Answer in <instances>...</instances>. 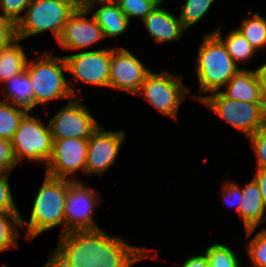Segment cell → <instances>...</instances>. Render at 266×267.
I'll list each match as a JSON object with an SVG mask.
<instances>
[{
  "mask_svg": "<svg viewBox=\"0 0 266 267\" xmlns=\"http://www.w3.org/2000/svg\"><path fill=\"white\" fill-rule=\"evenodd\" d=\"M19 42L21 40L17 39L10 46L0 50V84L25 70L28 57Z\"/></svg>",
  "mask_w": 266,
  "mask_h": 267,
  "instance_id": "obj_21",
  "label": "cell"
},
{
  "mask_svg": "<svg viewBox=\"0 0 266 267\" xmlns=\"http://www.w3.org/2000/svg\"><path fill=\"white\" fill-rule=\"evenodd\" d=\"M223 200L225 204L231 206L232 208H236L237 213L240 212V205L242 201V190L241 186H239L234 181H225L222 190Z\"/></svg>",
  "mask_w": 266,
  "mask_h": 267,
  "instance_id": "obj_33",
  "label": "cell"
},
{
  "mask_svg": "<svg viewBox=\"0 0 266 267\" xmlns=\"http://www.w3.org/2000/svg\"><path fill=\"white\" fill-rule=\"evenodd\" d=\"M195 63L201 95L192 97L199 102L204 99L205 93L222 90V87L241 69L214 33L203 36Z\"/></svg>",
  "mask_w": 266,
  "mask_h": 267,
  "instance_id": "obj_3",
  "label": "cell"
},
{
  "mask_svg": "<svg viewBox=\"0 0 266 267\" xmlns=\"http://www.w3.org/2000/svg\"><path fill=\"white\" fill-rule=\"evenodd\" d=\"M88 14L90 15V12L87 9L77 7L64 25L57 44L65 50L83 51L99 40L105 39L103 30L94 16L87 18Z\"/></svg>",
  "mask_w": 266,
  "mask_h": 267,
  "instance_id": "obj_15",
  "label": "cell"
},
{
  "mask_svg": "<svg viewBox=\"0 0 266 267\" xmlns=\"http://www.w3.org/2000/svg\"><path fill=\"white\" fill-rule=\"evenodd\" d=\"M26 113L25 109L0 100V138L11 141Z\"/></svg>",
  "mask_w": 266,
  "mask_h": 267,
  "instance_id": "obj_25",
  "label": "cell"
},
{
  "mask_svg": "<svg viewBox=\"0 0 266 267\" xmlns=\"http://www.w3.org/2000/svg\"><path fill=\"white\" fill-rule=\"evenodd\" d=\"M77 7V0H32L16 25L17 38L22 41L52 31L58 40L69 16Z\"/></svg>",
  "mask_w": 266,
  "mask_h": 267,
  "instance_id": "obj_5",
  "label": "cell"
},
{
  "mask_svg": "<svg viewBox=\"0 0 266 267\" xmlns=\"http://www.w3.org/2000/svg\"><path fill=\"white\" fill-rule=\"evenodd\" d=\"M68 179L55 178L45 174L44 182L36 193L29 223L21 217L22 230L26 228L25 239L34 240L38 235L63 224L65 234V203Z\"/></svg>",
  "mask_w": 266,
  "mask_h": 267,
  "instance_id": "obj_2",
  "label": "cell"
},
{
  "mask_svg": "<svg viewBox=\"0 0 266 267\" xmlns=\"http://www.w3.org/2000/svg\"><path fill=\"white\" fill-rule=\"evenodd\" d=\"M116 0H77L78 7L87 9L92 4L98 2H115Z\"/></svg>",
  "mask_w": 266,
  "mask_h": 267,
  "instance_id": "obj_39",
  "label": "cell"
},
{
  "mask_svg": "<svg viewBox=\"0 0 266 267\" xmlns=\"http://www.w3.org/2000/svg\"><path fill=\"white\" fill-rule=\"evenodd\" d=\"M159 3L143 20L147 32L155 43L180 41L186 30L181 23L180 16H175Z\"/></svg>",
  "mask_w": 266,
  "mask_h": 267,
  "instance_id": "obj_16",
  "label": "cell"
},
{
  "mask_svg": "<svg viewBox=\"0 0 266 267\" xmlns=\"http://www.w3.org/2000/svg\"><path fill=\"white\" fill-rule=\"evenodd\" d=\"M53 140L52 155L45 165V174L55 178L79 180L75 174L79 170L85 174L89 138Z\"/></svg>",
  "mask_w": 266,
  "mask_h": 267,
  "instance_id": "obj_10",
  "label": "cell"
},
{
  "mask_svg": "<svg viewBox=\"0 0 266 267\" xmlns=\"http://www.w3.org/2000/svg\"><path fill=\"white\" fill-rule=\"evenodd\" d=\"M53 139L89 138L100 126L82 98L68 100L49 121Z\"/></svg>",
  "mask_w": 266,
  "mask_h": 267,
  "instance_id": "obj_12",
  "label": "cell"
},
{
  "mask_svg": "<svg viewBox=\"0 0 266 267\" xmlns=\"http://www.w3.org/2000/svg\"><path fill=\"white\" fill-rule=\"evenodd\" d=\"M102 28L105 39L117 37L129 27V19L116 2H98L87 8Z\"/></svg>",
  "mask_w": 266,
  "mask_h": 267,
  "instance_id": "obj_19",
  "label": "cell"
},
{
  "mask_svg": "<svg viewBox=\"0 0 266 267\" xmlns=\"http://www.w3.org/2000/svg\"><path fill=\"white\" fill-rule=\"evenodd\" d=\"M191 90L182 82L181 75H174L164 70L160 73L150 72L136 94L142 97L157 111L171 118H178L180 104Z\"/></svg>",
  "mask_w": 266,
  "mask_h": 267,
  "instance_id": "obj_8",
  "label": "cell"
},
{
  "mask_svg": "<svg viewBox=\"0 0 266 267\" xmlns=\"http://www.w3.org/2000/svg\"><path fill=\"white\" fill-rule=\"evenodd\" d=\"M4 84L3 95L6 102L31 112L35 108L34 93L26 70L11 76Z\"/></svg>",
  "mask_w": 266,
  "mask_h": 267,
  "instance_id": "obj_20",
  "label": "cell"
},
{
  "mask_svg": "<svg viewBox=\"0 0 266 267\" xmlns=\"http://www.w3.org/2000/svg\"><path fill=\"white\" fill-rule=\"evenodd\" d=\"M32 61L27 60L25 70L34 93L35 108L57 99H73L76 96L72 80L67 81V66L63 56L44 51Z\"/></svg>",
  "mask_w": 266,
  "mask_h": 267,
  "instance_id": "obj_4",
  "label": "cell"
},
{
  "mask_svg": "<svg viewBox=\"0 0 266 267\" xmlns=\"http://www.w3.org/2000/svg\"><path fill=\"white\" fill-rule=\"evenodd\" d=\"M113 48L83 50L76 54L63 56L67 73L73 80L96 87H109L110 60Z\"/></svg>",
  "mask_w": 266,
  "mask_h": 267,
  "instance_id": "obj_11",
  "label": "cell"
},
{
  "mask_svg": "<svg viewBox=\"0 0 266 267\" xmlns=\"http://www.w3.org/2000/svg\"><path fill=\"white\" fill-rule=\"evenodd\" d=\"M9 176L10 174L0 172V211L20 212L11 193Z\"/></svg>",
  "mask_w": 266,
  "mask_h": 267,
  "instance_id": "obj_32",
  "label": "cell"
},
{
  "mask_svg": "<svg viewBox=\"0 0 266 267\" xmlns=\"http://www.w3.org/2000/svg\"><path fill=\"white\" fill-rule=\"evenodd\" d=\"M17 164L13 155L11 141L0 138V172L10 174Z\"/></svg>",
  "mask_w": 266,
  "mask_h": 267,
  "instance_id": "obj_34",
  "label": "cell"
},
{
  "mask_svg": "<svg viewBox=\"0 0 266 267\" xmlns=\"http://www.w3.org/2000/svg\"><path fill=\"white\" fill-rule=\"evenodd\" d=\"M256 71L260 80L263 98L266 103V63L256 68Z\"/></svg>",
  "mask_w": 266,
  "mask_h": 267,
  "instance_id": "obj_38",
  "label": "cell"
},
{
  "mask_svg": "<svg viewBox=\"0 0 266 267\" xmlns=\"http://www.w3.org/2000/svg\"><path fill=\"white\" fill-rule=\"evenodd\" d=\"M246 252L254 267H266V228L260 230L246 244Z\"/></svg>",
  "mask_w": 266,
  "mask_h": 267,
  "instance_id": "obj_29",
  "label": "cell"
},
{
  "mask_svg": "<svg viewBox=\"0 0 266 267\" xmlns=\"http://www.w3.org/2000/svg\"><path fill=\"white\" fill-rule=\"evenodd\" d=\"M32 0H0V16L13 21L16 25L23 18L25 12Z\"/></svg>",
  "mask_w": 266,
  "mask_h": 267,
  "instance_id": "obj_30",
  "label": "cell"
},
{
  "mask_svg": "<svg viewBox=\"0 0 266 267\" xmlns=\"http://www.w3.org/2000/svg\"><path fill=\"white\" fill-rule=\"evenodd\" d=\"M17 39L16 24L0 16V50L10 46Z\"/></svg>",
  "mask_w": 266,
  "mask_h": 267,
  "instance_id": "obj_35",
  "label": "cell"
},
{
  "mask_svg": "<svg viewBox=\"0 0 266 267\" xmlns=\"http://www.w3.org/2000/svg\"><path fill=\"white\" fill-rule=\"evenodd\" d=\"M209 267H240L236 253L225 244L214 243L206 248Z\"/></svg>",
  "mask_w": 266,
  "mask_h": 267,
  "instance_id": "obj_26",
  "label": "cell"
},
{
  "mask_svg": "<svg viewBox=\"0 0 266 267\" xmlns=\"http://www.w3.org/2000/svg\"><path fill=\"white\" fill-rule=\"evenodd\" d=\"M236 29L257 51L266 47V19L259 13L244 18Z\"/></svg>",
  "mask_w": 266,
  "mask_h": 267,
  "instance_id": "obj_24",
  "label": "cell"
},
{
  "mask_svg": "<svg viewBox=\"0 0 266 267\" xmlns=\"http://www.w3.org/2000/svg\"><path fill=\"white\" fill-rule=\"evenodd\" d=\"M210 33H214L223 42L229 55L237 65L241 62L250 61L257 52L236 28L231 30L225 39L221 34V26Z\"/></svg>",
  "mask_w": 266,
  "mask_h": 267,
  "instance_id": "obj_22",
  "label": "cell"
},
{
  "mask_svg": "<svg viewBox=\"0 0 266 267\" xmlns=\"http://www.w3.org/2000/svg\"><path fill=\"white\" fill-rule=\"evenodd\" d=\"M249 141L257 157L256 170H266V126L252 134Z\"/></svg>",
  "mask_w": 266,
  "mask_h": 267,
  "instance_id": "obj_31",
  "label": "cell"
},
{
  "mask_svg": "<svg viewBox=\"0 0 266 267\" xmlns=\"http://www.w3.org/2000/svg\"><path fill=\"white\" fill-rule=\"evenodd\" d=\"M241 190L242 201L238 214L244 224L246 237L250 238L257 227L266 220V205L254 178L241 187Z\"/></svg>",
  "mask_w": 266,
  "mask_h": 267,
  "instance_id": "obj_17",
  "label": "cell"
},
{
  "mask_svg": "<svg viewBox=\"0 0 266 267\" xmlns=\"http://www.w3.org/2000/svg\"><path fill=\"white\" fill-rule=\"evenodd\" d=\"M151 250L102 229L71 231L60 235L44 267H131L151 257Z\"/></svg>",
  "mask_w": 266,
  "mask_h": 267,
  "instance_id": "obj_1",
  "label": "cell"
},
{
  "mask_svg": "<svg viewBox=\"0 0 266 267\" xmlns=\"http://www.w3.org/2000/svg\"><path fill=\"white\" fill-rule=\"evenodd\" d=\"M215 0H185L181 13V23L186 30L198 23L210 10Z\"/></svg>",
  "mask_w": 266,
  "mask_h": 267,
  "instance_id": "obj_27",
  "label": "cell"
},
{
  "mask_svg": "<svg viewBox=\"0 0 266 267\" xmlns=\"http://www.w3.org/2000/svg\"><path fill=\"white\" fill-rule=\"evenodd\" d=\"M163 0H116L120 9L128 17L140 18L142 21Z\"/></svg>",
  "mask_w": 266,
  "mask_h": 267,
  "instance_id": "obj_28",
  "label": "cell"
},
{
  "mask_svg": "<svg viewBox=\"0 0 266 267\" xmlns=\"http://www.w3.org/2000/svg\"><path fill=\"white\" fill-rule=\"evenodd\" d=\"M220 92L231 100L248 103H265L260 80L255 70L241 68Z\"/></svg>",
  "mask_w": 266,
  "mask_h": 267,
  "instance_id": "obj_18",
  "label": "cell"
},
{
  "mask_svg": "<svg viewBox=\"0 0 266 267\" xmlns=\"http://www.w3.org/2000/svg\"><path fill=\"white\" fill-rule=\"evenodd\" d=\"M125 136L123 130L105 131L103 126H99L89 137L85 174L103 176L115 164Z\"/></svg>",
  "mask_w": 266,
  "mask_h": 267,
  "instance_id": "obj_14",
  "label": "cell"
},
{
  "mask_svg": "<svg viewBox=\"0 0 266 267\" xmlns=\"http://www.w3.org/2000/svg\"><path fill=\"white\" fill-rule=\"evenodd\" d=\"M21 217L20 212L0 211V252L19 247Z\"/></svg>",
  "mask_w": 266,
  "mask_h": 267,
  "instance_id": "obj_23",
  "label": "cell"
},
{
  "mask_svg": "<svg viewBox=\"0 0 266 267\" xmlns=\"http://www.w3.org/2000/svg\"><path fill=\"white\" fill-rule=\"evenodd\" d=\"M200 103L248 138L266 126V103L231 100L220 91L205 96Z\"/></svg>",
  "mask_w": 266,
  "mask_h": 267,
  "instance_id": "obj_7",
  "label": "cell"
},
{
  "mask_svg": "<svg viewBox=\"0 0 266 267\" xmlns=\"http://www.w3.org/2000/svg\"><path fill=\"white\" fill-rule=\"evenodd\" d=\"M53 137L49 123L27 112L11 140L12 151L17 163L28 160L32 163L48 162L53 150Z\"/></svg>",
  "mask_w": 266,
  "mask_h": 267,
  "instance_id": "obj_6",
  "label": "cell"
},
{
  "mask_svg": "<svg viewBox=\"0 0 266 267\" xmlns=\"http://www.w3.org/2000/svg\"><path fill=\"white\" fill-rule=\"evenodd\" d=\"M99 195V196H98ZM97 190L80 180H69L65 203V234L71 231L98 230L94 211L102 200Z\"/></svg>",
  "mask_w": 266,
  "mask_h": 267,
  "instance_id": "obj_9",
  "label": "cell"
},
{
  "mask_svg": "<svg viewBox=\"0 0 266 267\" xmlns=\"http://www.w3.org/2000/svg\"><path fill=\"white\" fill-rule=\"evenodd\" d=\"M181 267H209L207 255L204 252L203 255L191 256L182 263Z\"/></svg>",
  "mask_w": 266,
  "mask_h": 267,
  "instance_id": "obj_36",
  "label": "cell"
},
{
  "mask_svg": "<svg viewBox=\"0 0 266 267\" xmlns=\"http://www.w3.org/2000/svg\"><path fill=\"white\" fill-rule=\"evenodd\" d=\"M150 69L129 49L113 47L110 60L109 88L136 95Z\"/></svg>",
  "mask_w": 266,
  "mask_h": 267,
  "instance_id": "obj_13",
  "label": "cell"
},
{
  "mask_svg": "<svg viewBox=\"0 0 266 267\" xmlns=\"http://www.w3.org/2000/svg\"><path fill=\"white\" fill-rule=\"evenodd\" d=\"M253 178L259 185L260 193L266 205V170H256Z\"/></svg>",
  "mask_w": 266,
  "mask_h": 267,
  "instance_id": "obj_37",
  "label": "cell"
}]
</instances>
